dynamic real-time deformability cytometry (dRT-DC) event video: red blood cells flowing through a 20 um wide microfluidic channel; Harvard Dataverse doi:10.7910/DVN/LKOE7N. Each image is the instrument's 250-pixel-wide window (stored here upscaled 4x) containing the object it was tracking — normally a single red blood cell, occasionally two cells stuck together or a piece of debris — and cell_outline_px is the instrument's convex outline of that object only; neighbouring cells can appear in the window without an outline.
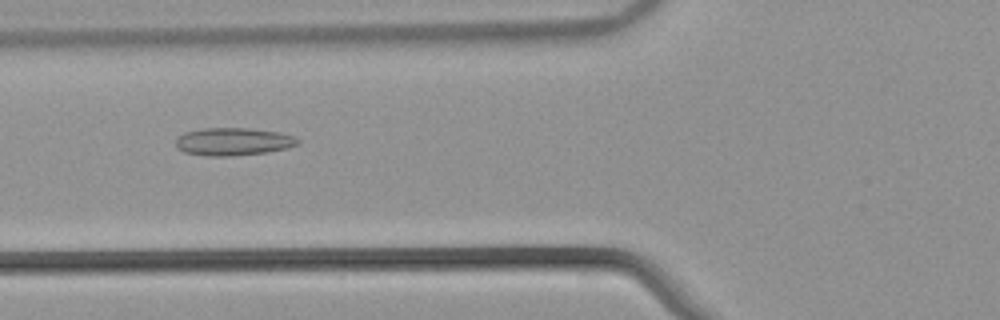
{"species": "common noctule bat (a hibernating species)", "species_latin": "Nyctalus noctula", "temperature_condition": "warm", "stored_images_in_passage": 53, "camera_frame_rate_fps": 3000, "um_per_image_px": 0.085, "animal": {"sex": "male", "body_mass_g": 21.5, "forearm_length_mm": 52.0}, "frame": {"image": 1, "passage_image": 21, "time_ms": 6.667, "image_size_px": [1000, 320], "cell_outline_px": [[300, 144], [288, 148], [268, 152], [232, 156], [204, 156], [184, 152], [176, 148], [176, 136], [184, 132], [204, 128], [248, 128], [280, 132], [292, 136], [300, 140]], "centroid_in_image_um": [19.81, 12.04], "position_along_channel_um": 106.0, "area_um2": 20.0}}
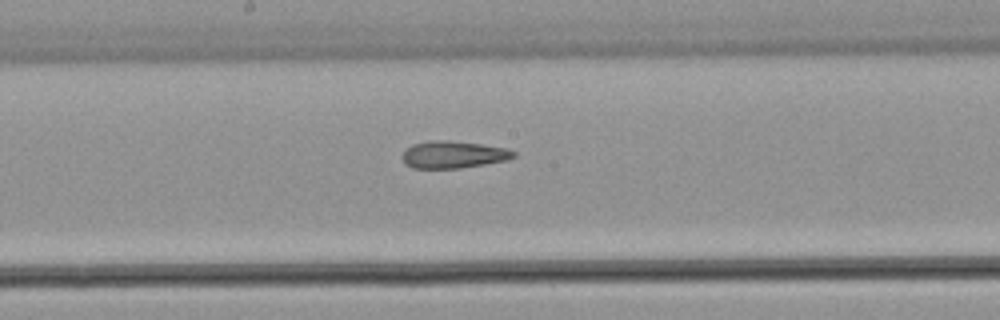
{"frame": {"image": 2, "passage_image": 29, "time_ms": 9.333, "image_size_px": [1000, 320], "cell_outline_px": [[516, 156], [508, 160], [460, 168], [412, 168], [404, 164], [404, 148], [412, 144], [428, 140], [448, 140], [480, 144], [508, 148], [516, 152]], "centroid_in_image_um": [38.53, 13.13], "position_along_channel_um": 209.7, "area_um2": 17.74}}
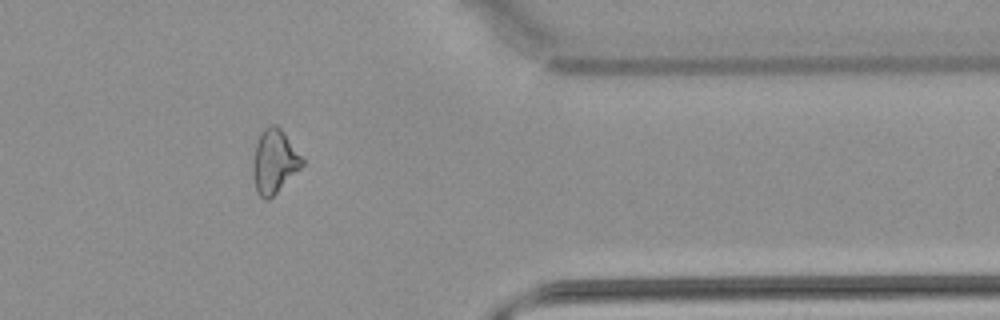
{"frame": {"image": 3, "passage_image": 44, "time_ms": 14.333, "image_size_px": [1000, 320], "cell_outline_px": [[304, 164], [268, 200], [264, 200], [260, 196], [256, 188], [252, 168], [252, 164], [256, 144], [260, 132], [268, 124], [276, 124], [284, 132], [304, 160]], "centroid_in_image_um": [23.3, 13.68], "position_along_channel_um": 388.1, "area_um2": 18.03}, "authors_computed_cell_mechanics": {"area_um2": 19.5942, "velocity_mm_per_s": 3.8812, "shape_relaxation_time_tau1_ms": null, "shape_relaxation_time_tau2_ms": 5.5568, "deformation_change_tau1": null, "deformation_change_tau2": 0.1562}}